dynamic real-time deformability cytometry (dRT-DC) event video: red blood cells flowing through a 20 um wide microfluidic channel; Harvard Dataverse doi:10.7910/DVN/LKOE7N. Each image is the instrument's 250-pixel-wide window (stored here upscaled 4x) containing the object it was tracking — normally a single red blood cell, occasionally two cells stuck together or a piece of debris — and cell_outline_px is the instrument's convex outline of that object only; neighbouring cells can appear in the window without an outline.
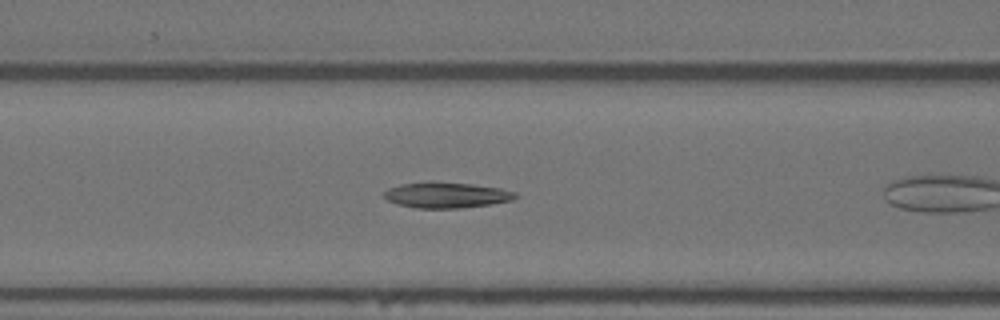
{"species": "Egyptian fruit bat (a non-hibernating species)", "species_latin": "Rousettus aegyptiacus", "temperature_condition": "warm", "stored_images_in_passage": 29, "camera_frame_rate_fps": 3000, "um_per_image_px": 0.085, "animal": {"sex": "female"}, "frame": {"image": 1, "passage_image": 7, "time_ms": 2.0, "image_size_px": [1000, 320], "cell_outline_px": [[520, 196], [512, 200], [492, 204], [460, 208], [416, 208], [396, 204], [388, 200], [384, 196], [384, 192], [388, 188], [400, 184], [472, 184], [500, 188], [516, 192]], "centroid_in_image_um": [38.0, 16.62], "position_along_channel_um": 128.6, "area_um2": 19.02}}
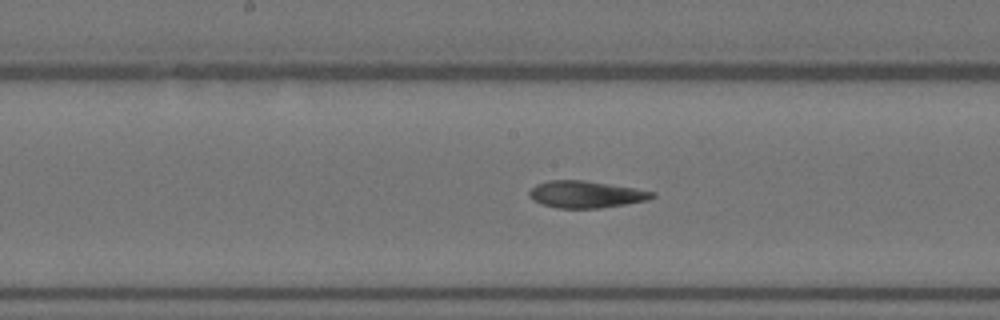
{"frame": {"image": 2, "passage_image": 13, "time_ms": 4.0, "image_size_px": [1000, 320], "cell_outline_px": [[656, 196], [648, 200], [600, 208], [556, 208], [540, 204], [532, 200], [528, 196], [528, 192], [536, 184], [548, 180], [584, 180], [636, 188], [656, 192]], "centroid_in_image_um": [49.78, 16.52], "position_along_channel_um": 198.4, "area_um2": 19.48}}
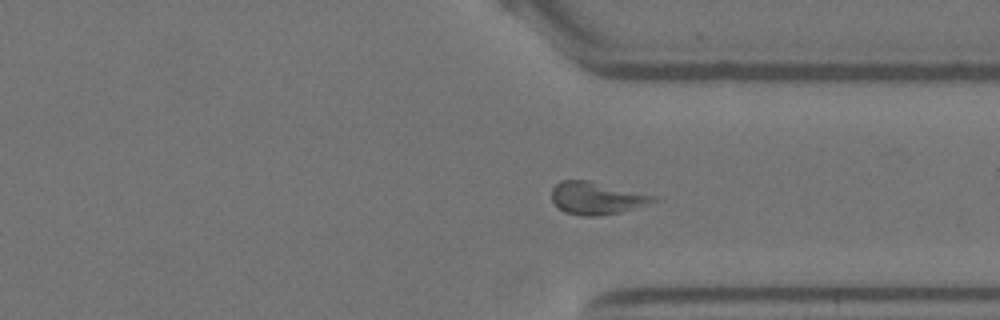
{"frame": {"image": 3, "passage_image": 27, "time_ms": 8.667, "image_size_px": [1000, 320], "cell_outline_px": [[664, 196], [660, 200], [620, 212], [600, 216], [584, 216], [564, 212], [552, 200], [552, 188], [560, 180], [588, 180]], "centroid_in_image_um": [50.81, 16.82], "position_along_channel_um": 360.6, "area_um2": 19.65}}